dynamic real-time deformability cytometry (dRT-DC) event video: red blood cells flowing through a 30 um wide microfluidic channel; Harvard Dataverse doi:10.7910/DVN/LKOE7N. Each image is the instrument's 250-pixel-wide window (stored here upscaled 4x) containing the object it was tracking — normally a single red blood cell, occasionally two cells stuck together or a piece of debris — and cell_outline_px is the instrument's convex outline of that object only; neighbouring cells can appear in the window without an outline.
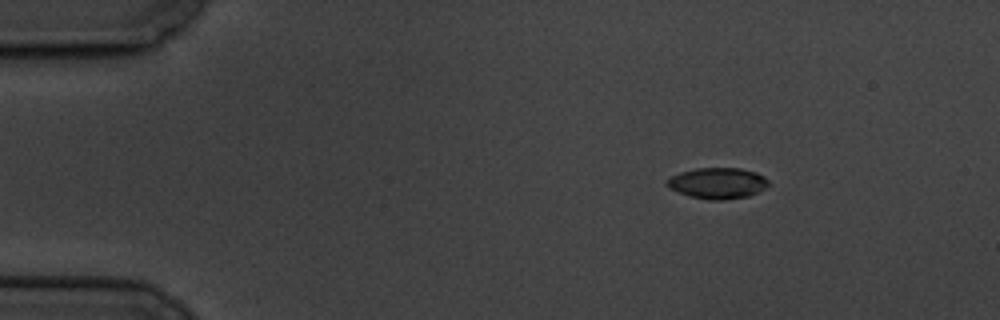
{"species": "common noctule bat (a hibernating species)", "species_latin": "Nyctalus noctula", "temperature_condition": "cold", "stored_images_in_passage": 5, "camera_frame_rate_fps": 3000, "um_per_image_px": 0.085, "animal": {"sex": "male", "body_mass_g": 19.5, "forearm_length_mm": 54.6}, "frame": {"image": 1, "passage_image": 1, "time_ms": 0.0, "image_size_px": [1000, 320], "cell_outline_px": [[768, 184], [760, 192], [748, 196], [724, 200], [708, 200], [692, 196], [668, 188], [664, 184], [672, 176], [680, 172], [696, 168], [740, 168], [756, 172], [764, 176], [768, 180]], "centroid_in_image_um": [61.01, 15.57], "position_along_channel_um": 24.0, "area_um2": 18.32}}
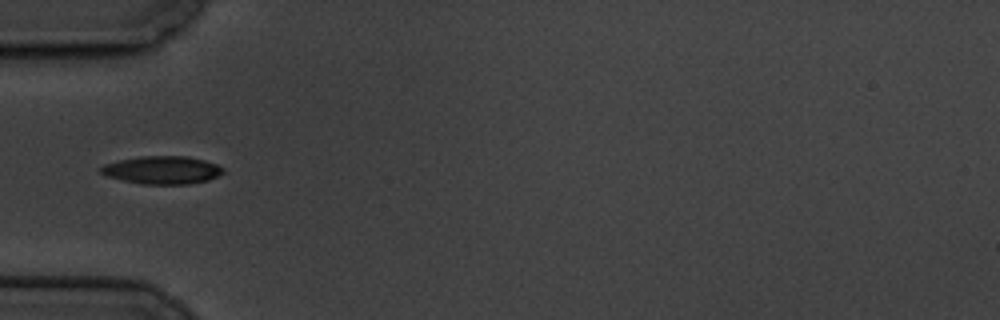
{"frame": {"image": 2, "passage_image": 4, "time_ms": 3.667, "image_size_px": [1000, 320], "cell_outline_px": [[224, 172], [208, 180], [188, 184], [140, 184], [108, 176], [100, 172], [100, 168], [104, 164], [120, 160], [140, 156], [188, 156], [204, 160], [216, 164], [224, 168]], "centroid_in_image_um": [13.8, 14.45], "position_along_channel_um": 71.2, "area_um2": 19.77}}
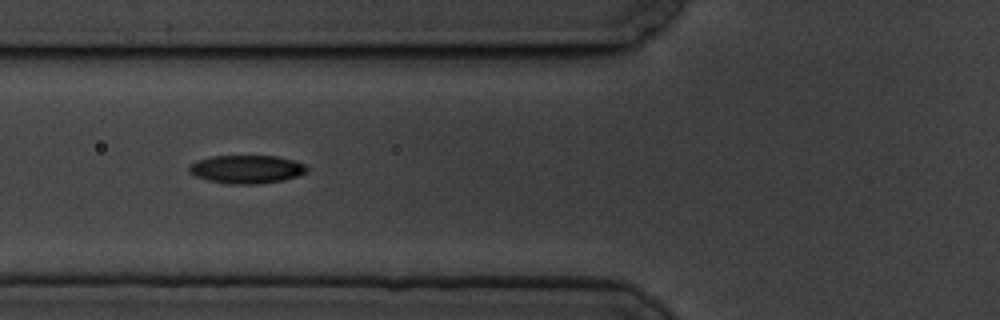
{"frame": {"image": 3, "passage_image": 5, "time_ms": 4.667, "image_size_px": [1000, 320], "cell_outline_px": [[308, 172], [284, 180], [256, 184], [228, 184], [208, 180], [196, 176], [188, 172], [188, 164], [196, 160], [212, 156], [276, 156], [292, 160], [304, 164], [308, 168]], "centroid_in_image_um": [20.93, 14.38], "position_along_channel_um": 104.9, "area_um2": 19.48}}